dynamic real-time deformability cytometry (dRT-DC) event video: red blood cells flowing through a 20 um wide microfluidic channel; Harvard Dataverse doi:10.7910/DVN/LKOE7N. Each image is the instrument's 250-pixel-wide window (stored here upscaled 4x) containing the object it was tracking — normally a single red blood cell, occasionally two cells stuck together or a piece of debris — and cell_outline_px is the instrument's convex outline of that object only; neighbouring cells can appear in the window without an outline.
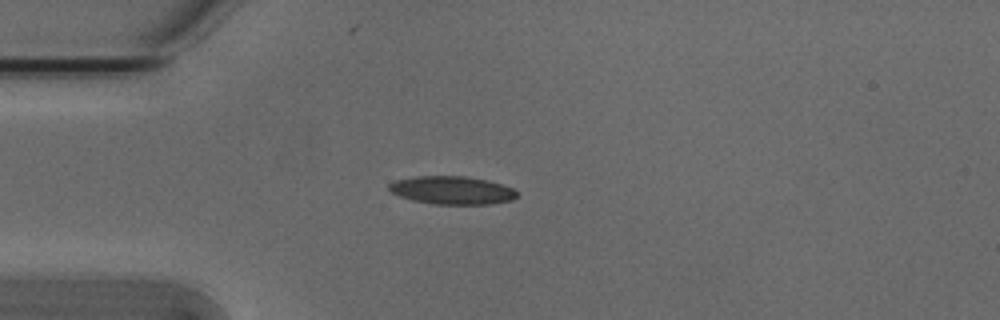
{"species": "Egyptian fruit bat (a non-hibernating species)", "species_latin": "Rousettus aegyptiacus", "temperature_condition": "cold", "stored_images_in_passage": 23, "camera_frame_rate_fps": 3000, "um_per_image_px": 0.085, "animal": {"sex": "male"}, "frame": {"image": 1, "passage_image": 1, "time_ms": 0.0, "image_size_px": [1000, 320], "cell_outline_px": [[516, 196], [512, 200], [488, 204], [436, 204], [412, 200], [388, 192], [388, 184], [396, 180], [416, 176], [468, 176], [488, 180], [512, 188], [516, 192]], "centroid_in_image_um": [38.38, 16.16], "position_along_channel_um": 46.6, "area_um2": 20.92}}
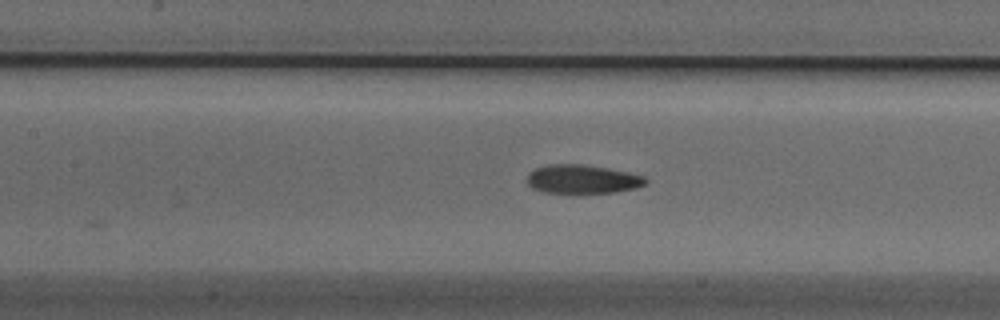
{"frame": {"image": 2, "passage_image": 11, "time_ms": 3.333, "image_size_px": [1000, 320], "cell_outline_px": [[648, 184], [636, 188], [616, 192], [544, 192], [532, 188], [528, 184], [528, 172], [536, 168], [548, 164], [580, 164], [628, 172], [644, 176], [648, 180]], "centroid_in_image_um": [49.52, 15.22], "position_along_channel_um": 157.9, "area_um2": 19.65}}
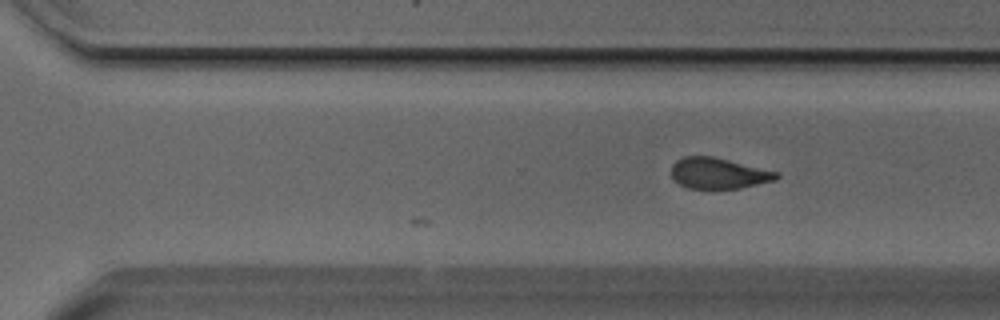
{"frame": {"image": 3, "passage_image": 23, "time_ms": 7.333, "image_size_px": [1000, 320], "cell_outline_px": [[780, 176], [776, 180], [740, 188], [688, 188], [672, 180], [672, 164], [676, 160], [684, 156], [712, 156], [780, 172]], "centroid_in_image_um": [61.08, 14.72], "position_along_channel_um": 309.5, "area_um2": 18.96}}